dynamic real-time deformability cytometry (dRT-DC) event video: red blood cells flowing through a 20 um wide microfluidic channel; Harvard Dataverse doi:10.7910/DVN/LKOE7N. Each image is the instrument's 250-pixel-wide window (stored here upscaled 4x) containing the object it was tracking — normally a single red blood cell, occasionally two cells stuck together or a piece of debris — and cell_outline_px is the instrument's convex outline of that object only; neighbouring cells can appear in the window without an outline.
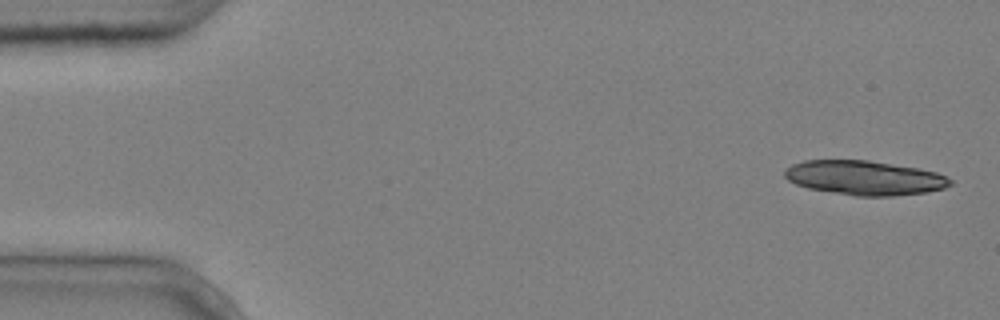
{"species": "common noctule bat (a hibernating species)", "species_latin": "Nyctalus noctula", "temperature_condition": "cold", "stored_images_in_passage": 6, "camera_frame_rate_fps": 3000, "um_per_image_px": 0.085, "animal": {"sex": "male", "body_mass_g": 20.4}, "frame": {"image": 1, "passage_image": 1, "time_ms": 0.0, "image_size_px": [1000, 320], "cell_outline_px": [[952, 184], [944, 188], [924, 192], [892, 196], [856, 196], [808, 188], [796, 184], [788, 180], [784, 176], [784, 172], [792, 164], [804, 160], [868, 160], [916, 168], [936, 172], [952, 180]], "centroid_in_image_um": [73.46, 15.11], "position_along_channel_um": 11.5, "area_um2": 32.89}}